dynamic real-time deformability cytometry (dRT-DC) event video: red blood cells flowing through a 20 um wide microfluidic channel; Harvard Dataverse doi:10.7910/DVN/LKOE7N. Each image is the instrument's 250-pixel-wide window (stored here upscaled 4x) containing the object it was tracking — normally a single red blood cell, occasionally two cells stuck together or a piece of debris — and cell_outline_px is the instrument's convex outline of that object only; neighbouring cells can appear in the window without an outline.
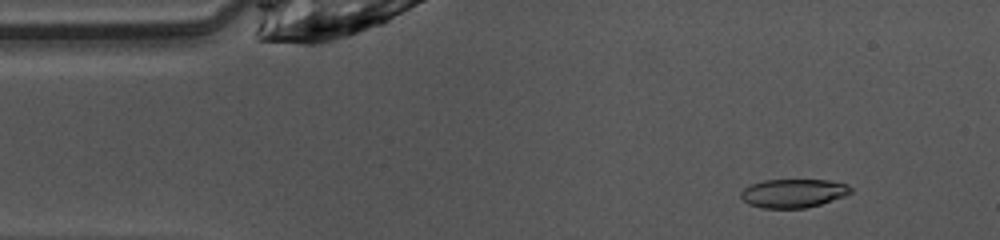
{"species": "common noctule bat (a hibernating species)", "species_latin": "Nyctalus noctula", "temperature_condition": "warm", "stored_images_in_passage": 47, "camera_frame_rate_fps": 3000, "um_per_image_px": 0.085, "animal": {"sex": "female", "body_mass_g": 10.0, "forearm_length_mm": 53.1}, "frame": {"image": 1, "passage_image": 5, "time_ms": 1.333, "image_size_px": [1000, 240], "cell_outline_px": [[852, 192], [844, 196], [820, 204], [804, 208], [760, 208], [748, 204], [740, 196], [740, 192], [744, 188], [752, 184], [764, 180], [828, 180], [848, 184], [852, 188]], "centroid_in_image_um": [67.43, 16.42], "position_along_channel_um": 17.6, "area_um2": 18.32}}
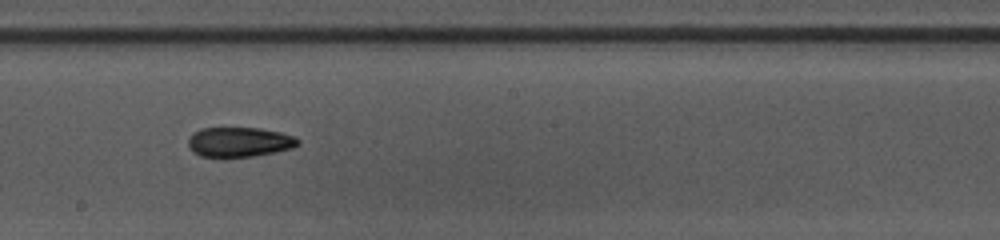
{"frame": {"image": 2, "passage_image": 25, "time_ms": 8.0, "image_size_px": [1000, 240], "cell_outline_px": [[300, 144], [292, 148], [276, 152], [252, 156], [200, 156], [192, 152], [188, 144], [188, 136], [192, 132], [200, 128], [260, 128], [280, 132], [296, 136], [300, 140]], "centroid_in_image_um": [20.35, 12.05], "position_along_channel_um": 227.9, "area_um2": 19.13}}
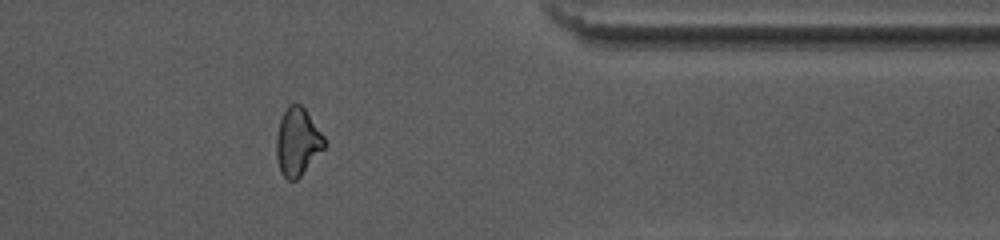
{"frame": {"image": 3, "passage_image": 38, "time_ms": 12.333, "image_size_px": [1000, 240], "cell_outline_px": [[324, 148], [300, 176], [296, 180], [288, 180], [280, 172], [276, 156], [276, 136], [280, 120], [288, 104], [300, 104], [304, 108], [324, 136]], "centroid_in_image_um": [25.26, 12.06], "position_along_channel_um": 386.1, "area_um2": 18.67}, "authors_computed_cell_mechanics": {"area_um2": 19.1896, "velocity_mm_per_s": 4.0975, "shape_relaxation_time_tau1_ms": 5.0724, "shape_relaxation_time_tau2_ms": 3.3007, "deformation_change_tau1": 0.1618, "deformation_change_tau2": 0.1136}}